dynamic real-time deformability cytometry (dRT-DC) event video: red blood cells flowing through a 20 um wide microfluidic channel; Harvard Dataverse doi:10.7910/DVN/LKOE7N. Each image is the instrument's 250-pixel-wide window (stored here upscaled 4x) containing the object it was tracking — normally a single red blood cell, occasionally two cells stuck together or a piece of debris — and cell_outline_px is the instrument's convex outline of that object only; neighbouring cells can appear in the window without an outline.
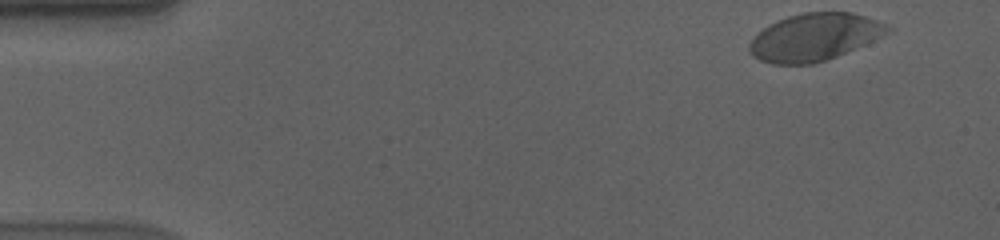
{"species": "human", "species_latin": "Homo sapiens", "temperature_condition": "cold", "stored_images_in_passage": 54, "camera_frame_rate_fps": 3000, "um_per_image_px": 0.085, "donor": {"sex": "male"}, "frame": {"image": 1, "passage_image": 1, "time_ms": 0.0, "image_size_px": [1000, 240], "cell_outline_px": [[892, 28], [888, 32], [864, 44], [836, 56], [812, 64], [772, 64], [760, 60], [752, 56], [748, 52], [748, 44], [756, 32], [768, 24], [788, 16], [804, 12], [852, 12], [876, 20]], "centroid_in_image_um": [69.13, 3.15], "position_along_channel_um": 15.9, "area_um2": 37.92}}
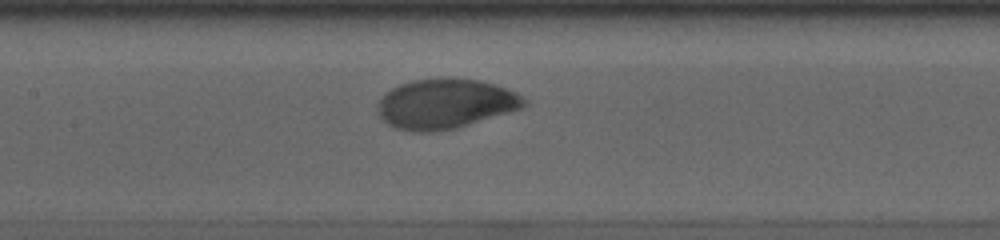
{"frame": {"image": 2, "passage_image": 24, "time_ms": 7.667, "image_size_px": [1000, 240], "cell_outline_px": [[528, 104], [524, 108], [456, 128], [440, 132], [412, 132], [392, 128], [380, 116], [376, 108], [376, 104], [380, 96], [392, 88], [400, 84], [412, 80], [448, 76], [456, 76], [480, 80], [496, 84], [516, 92], [528, 100]], "centroid_in_image_um": [37.85, 8.81], "position_along_channel_um": 169.5, "area_um2": 43.7}}
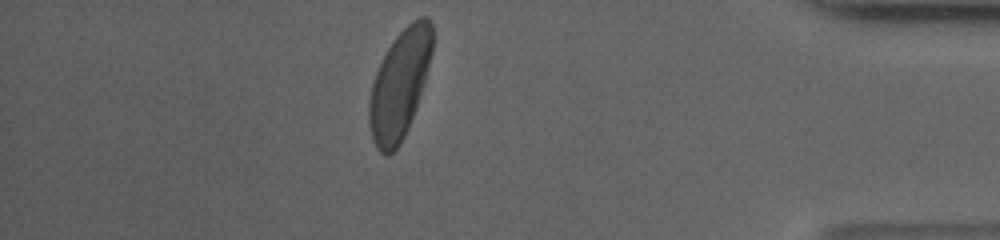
{"frame": {"image": 3, "passage_image": 47, "time_ms": 15.333, "image_size_px": [1000, 240], "cell_outline_px": [[432, 52], [424, 84], [416, 108], [408, 128], [400, 144], [388, 156], [384, 156], [376, 148], [372, 140], [368, 120], [368, 104], [372, 84], [376, 72], [388, 48], [396, 36], [412, 20], [420, 16], [428, 16], [432, 24]], "centroid_in_image_um": [33.96, 7.2], "position_along_channel_um": 401.2, "area_um2": 40.0}, "authors_computed_cell_mechanics": {"area_um2": 41.1536, "velocity_mm_per_s": 3.526, "shape_relaxation_time_tau1_ms": 3.3918, "shape_relaxation_time_tau2_ms": null, "deformation_change_tau1": 0.1742, "deformation_change_tau2": null}}